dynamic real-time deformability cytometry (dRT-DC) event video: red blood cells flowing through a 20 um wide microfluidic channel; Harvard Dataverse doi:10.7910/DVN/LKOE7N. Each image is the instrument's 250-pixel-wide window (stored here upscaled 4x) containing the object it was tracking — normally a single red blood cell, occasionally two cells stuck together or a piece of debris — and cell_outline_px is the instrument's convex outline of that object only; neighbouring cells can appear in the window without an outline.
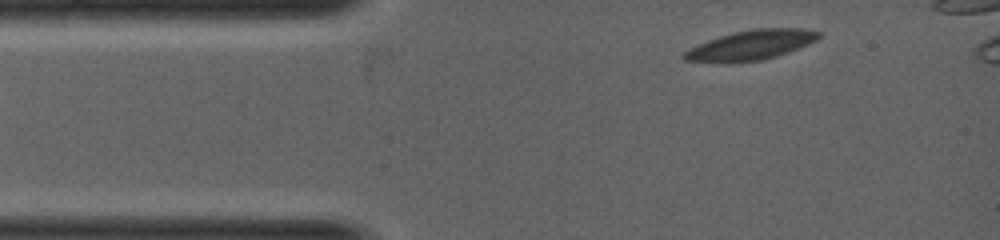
{"species": "common noctule bat (a hibernating species)", "species_latin": "Nyctalus noctula", "temperature_condition": "warm", "stored_images_in_passage": 3, "camera_frame_rate_fps": 5000, "um_per_image_px": 0.085, "animal": {"sex": "female", "body_mass_g": 19.0, "forearm_length_mm": 53.3}, "frame": {"image": 1, "passage_image": 1, "time_ms": 0.0, "image_size_px": [1000, 240], "cell_outline_px": [[820, 36], [816, 40], [808, 44], [788, 52], [776, 56], [760, 60], [728, 64], [684, 60], [680, 56], [684, 52], [708, 40], [720, 36], [752, 28], [804, 28], [820, 32]], "centroid_in_image_um": [63.82, 3.85], "position_along_channel_um": 21.2, "area_um2": 23.35}}